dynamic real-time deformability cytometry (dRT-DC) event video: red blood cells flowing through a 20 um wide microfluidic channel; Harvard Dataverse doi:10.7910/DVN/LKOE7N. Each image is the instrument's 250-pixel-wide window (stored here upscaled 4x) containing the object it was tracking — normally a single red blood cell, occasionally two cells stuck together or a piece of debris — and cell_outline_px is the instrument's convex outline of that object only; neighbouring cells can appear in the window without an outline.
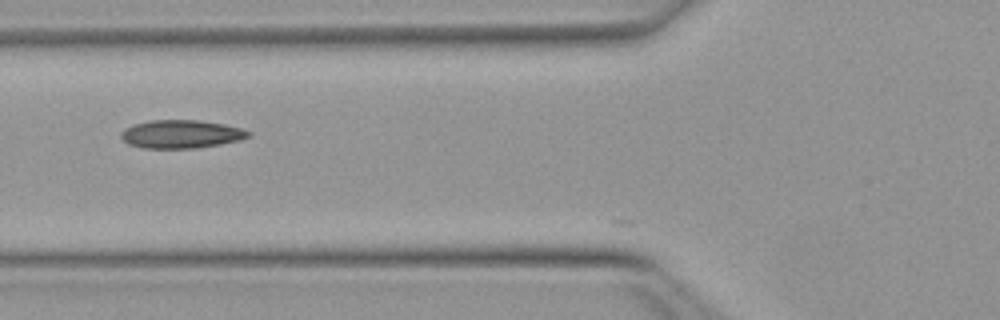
{"species": "Egyptian fruit bat (a non-hibernating species)", "species_latin": "Rousettus aegyptiacus", "temperature_condition": "warm", "stored_images_in_passage": 33, "camera_frame_rate_fps": 3000, "um_per_image_px": 0.085, "animal": {"sex": "female"}, "frame": {"image": 1, "passage_image": 3, "time_ms": 0.667, "image_size_px": [1000, 320], "cell_outline_px": [[252, 136], [240, 140], [220, 144], [196, 148], [144, 148], [128, 144], [120, 136], [120, 132], [124, 128], [132, 124], [152, 120], [200, 120], [224, 124], [240, 128], [252, 132]], "centroid_in_image_um": [15.4, 11.39], "position_along_channel_um": 110.4, "area_um2": 21.1}}
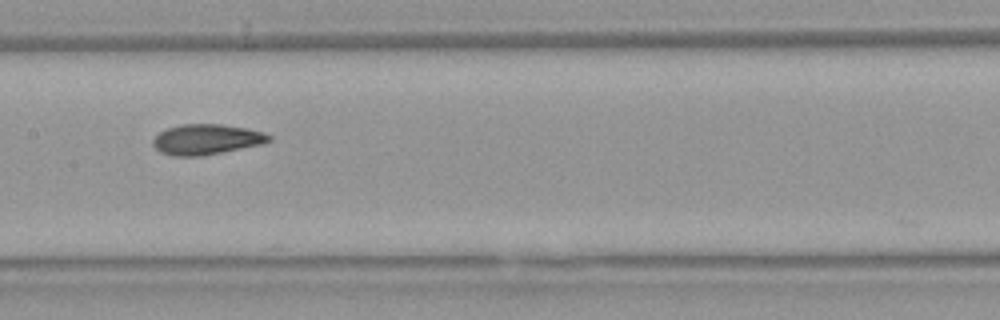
{"frame": {"image": 2, "passage_image": 9, "time_ms": 2.667, "image_size_px": [1000, 320], "cell_outline_px": [[272, 140], [264, 144], [204, 156], [172, 156], [160, 152], [152, 144], [152, 140], [160, 132], [168, 128], [180, 124], [224, 124], [248, 128], [264, 132], [272, 136]], "centroid_in_image_um": [17.59, 11.85], "position_along_channel_um": 189.8, "area_um2": 20.87}}
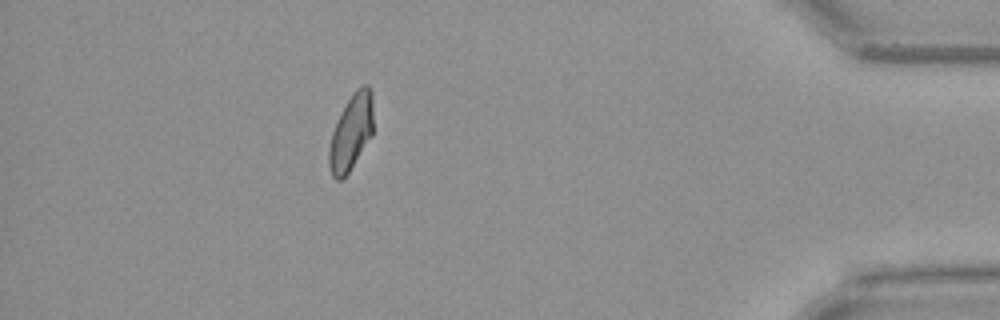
{"frame": {"image": 3, "passage_image": 29, "time_ms": 9.333, "image_size_px": [1000, 320], "cell_outline_px": [[372, 136], [348, 172], [340, 180], [336, 180], [332, 176], [328, 164], [328, 148], [332, 132], [352, 92], [356, 88], [364, 84], [368, 84], [372, 92]], "centroid_in_image_um": [29.84, 11.24], "position_along_channel_um": 405.4, "area_um2": 19.36}, "authors_computed_cell_mechanics": {"area_um2": 19.8832, "velocity_mm_per_s": 3.9723, "shape_relaxation_time_tau1_ms": 7.4714, "shape_relaxation_time_tau2_ms": 2.2746, "deformation_change_tau1": 0.1811, "deformation_change_tau2": 0.0578}}